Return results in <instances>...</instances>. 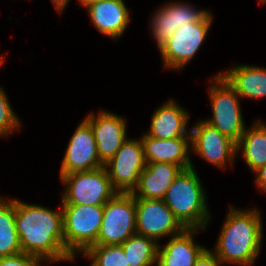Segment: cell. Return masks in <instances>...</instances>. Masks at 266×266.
I'll list each match as a JSON object with an SVG mask.
<instances>
[{
  "instance_id": "6da1fadb",
  "label": "cell",
  "mask_w": 266,
  "mask_h": 266,
  "mask_svg": "<svg viewBox=\"0 0 266 266\" xmlns=\"http://www.w3.org/2000/svg\"><path fill=\"white\" fill-rule=\"evenodd\" d=\"M15 224L23 253L42 260H74L64 246L63 213L15 200Z\"/></svg>"
},
{
  "instance_id": "7a4b0ae2",
  "label": "cell",
  "mask_w": 266,
  "mask_h": 266,
  "mask_svg": "<svg viewBox=\"0 0 266 266\" xmlns=\"http://www.w3.org/2000/svg\"><path fill=\"white\" fill-rule=\"evenodd\" d=\"M218 238L215 255L223 263L250 266L257 258L262 241V222L259 211H238L230 208Z\"/></svg>"
},
{
  "instance_id": "3957f363",
  "label": "cell",
  "mask_w": 266,
  "mask_h": 266,
  "mask_svg": "<svg viewBox=\"0 0 266 266\" xmlns=\"http://www.w3.org/2000/svg\"><path fill=\"white\" fill-rule=\"evenodd\" d=\"M205 196L192 166L182 170L162 200L186 229H204L210 219Z\"/></svg>"
},
{
  "instance_id": "277c9868",
  "label": "cell",
  "mask_w": 266,
  "mask_h": 266,
  "mask_svg": "<svg viewBox=\"0 0 266 266\" xmlns=\"http://www.w3.org/2000/svg\"><path fill=\"white\" fill-rule=\"evenodd\" d=\"M64 246L74 257L93 246L101 228L104 205L62 204Z\"/></svg>"
},
{
  "instance_id": "5b68a950",
  "label": "cell",
  "mask_w": 266,
  "mask_h": 266,
  "mask_svg": "<svg viewBox=\"0 0 266 266\" xmlns=\"http://www.w3.org/2000/svg\"><path fill=\"white\" fill-rule=\"evenodd\" d=\"M67 186L62 204L105 205L118 192L113 188L104 166L83 172L60 175Z\"/></svg>"
},
{
  "instance_id": "8992f818",
  "label": "cell",
  "mask_w": 266,
  "mask_h": 266,
  "mask_svg": "<svg viewBox=\"0 0 266 266\" xmlns=\"http://www.w3.org/2000/svg\"><path fill=\"white\" fill-rule=\"evenodd\" d=\"M135 233V197L131 193H117L104 205L103 220L94 245H120Z\"/></svg>"
},
{
  "instance_id": "52a82bcc",
  "label": "cell",
  "mask_w": 266,
  "mask_h": 266,
  "mask_svg": "<svg viewBox=\"0 0 266 266\" xmlns=\"http://www.w3.org/2000/svg\"><path fill=\"white\" fill-rule=\"evenodd\" d=\"M213 80L216 86L209 89L213 117L205 122L237 143L245 131L238 102L240 96L220 74Z\"/></svg>"
},
{
  "instance_id": "ba28073f",
  "label": "cell",
  "mask_w": 266,
  "mask_h": 266,
  "mask_svg": "<svg viewBox=\"0 0 266 266\" xmlns=\"http://www.w3.org/2000/svg\"><path fill=\"white\" fill-rule=\"evenodd\" d=\"M146 164L141 140L127 139L104 168L118 193H132Z\"/></svg>"
},
{
  "instance_id": "9c48e42d",
  "label": "cell",
  "mask_w": 266,
  "mask_h": 266,
  "mask_svg": "<svg viewBox=\"0 0 266 266\" xmlns=\"http://www.w3.org/2000/svg\"><path fill=\"white\" fill-rule=\"evenodd\" d=\"M211 22L212 16L209 13L200 22L178 27V30L159 47L163 55L164 66L171 69H182L201 47Z\"/></svg>"
},
{
  "instance_id": "30bf717a",
  "label": "cell",
  "mask_w": 266,
  "mask_h": 266,
  "mask_svg": "<svg viewBox=\"0 0 266 266\" xmlns=\"http://www.w3.org/2000/svg\"><path fill=\"white\" fill-rule=\"evenodd\" d=\"M136 233L157 239L182 233L186 228L179 222L162 199H135Z\"/></svg>"
},
{
  "instance_id": "8fae6325",
  "label": "cell",
  "mask_w": 266,
  "mask_h": 266,
  "mask_svg": "<svg viewBox=\"0 0 266 266\" xmlns=\"http://www.w3.org/2000/svg\"><path fill=\"white\" fill-rule=\"evenodd\" d=\"M190 143L193 150L214 165L226 167V162L232 164L237 153V143L216 128L203 121L192 127Z\"/></svg>"
},
{
  "instance_id": "7c38bea8",
  "label": "cell",
  "mask_w": 266,
  "mask_h": 266,
  "mask_svg": "<svg viewBox=\"0 0 266 266\" xmlns=\"http://www.w3.org/2000/svg\"><path fill=\"white\" fill-rule=\"evenodd\" d=\"M67 147L60 175L90 171L104 166L99 159L91 125L86 119L78 126Z\"/></svg>"
},
{
  "instance_id": "4fadbf2b",
  "label": "cell",
  "mask_w": 266,
  "mask_h": 266,
  "mask_svg": "<svg viewBox=\"0 0 266 266\" xmlns=\"http://www.w3.org/2000/svg\"><path fill=\"white\" fill-rule=\"evenodd\" d=\"M91 125L100 162L105 165L121 148L126 139V122L113 113L101 110L99 115L85 118Z\"/></svg>"
},
{
  "instance_id": "5bb4252c",
  "label": "cell",
  "mask_w": 266,
  "mask_h": 266,
  "mask_svg": "<svg viewBox=\"0 0 266 266\" xmlns=\"http://www.w3.org/2000/svg\"><path fill=\"white\" fill-rule=\"evenodd\" d=\"M210 12L196 10L188 4L169 3L158 9L152 18V33L157 40L159 48L177 30L178 27L190 26L193 22L202 21Z\"/></svg>"
},
{
  "instance_id": "9a60e30c",
  "label": "cell",
  "mask_w": 266,
  "mask_h": 266,
  "mask_svg": "<svg viewBox=\"0 0 266 266\" xmlns=\"http://www.w3.org/2000/svg\"><path fill=\"white\" fill-rule=\"evenodd\" d=\"M182 170L181 166L172 163H147L131 194L135 199H163Z\"/></svg>"
},
{
  "instance_id": "2e32d148",
  "label": "cell",
  "mask_w": 266,
  "mask_h": 266,
  "mask_svg": "<svg viewBox=\"0 0 266 266\" xmlns=\"http://www.w3.org/2000/svg\"><path fill=\"white\" fill-rule=\"evenodd\" d=\"M141 142L146 163H172L183 169L191 168L193 165L188 155L190 137L165 140L145 134Z\"/></svg>"
},
{
  "instance_id": "e0dca14e",
  "label": "cell",
  "mask_w": 266,
  "mask_h": 266,
  "mask_svg": "<svg viewBox=\"0 0 266 266\" xmlns=\"http://www.w3.org/2000/svg\"><path fill=\"white\" fill-rule=\"evenodd\" d=\"M95 27L103 35L118 38L130 21L123 0H102L86 6Z\"/></svg>"
},
{
  "instance_id": "ac0fdd59",
  "label": "cell",
  "mask_w": 266,
  "mask_h": 266,
  "mask_svg": "<svg viewBox=\"0 0 266 266\" xmlns=\"http://www.w3.org/2000/svg\"><path fill=\"white\" fill-rule=\"evenodd\" d=\"M197 230L185 229L172 236L163 249L158 245L157 266H194L198 257L206 250L193 242V235Z\"/></svg>"
},
{
  "instance_id": "d6986e66",
  "label": "cell",
  "mask_w": 266,
  "mask_h": 266,
  "mask_svg": "<svg viewBox=\"0 0 266 266\" xmlns=\"http://www.w3.org/2000/svg\"><path fill=\"white\" fill-rule=\"evenodd\" d=\"M188 119V113L170 99L154 112L151 118L150 132L146 135L165 140L190 137L186 131Z\"/></svg>"
},
{
  "instance_id": "ffe728a7",
  "label": "cell",
  "mask_w": 266,
  "mask_h": 266,
  "mask_svg": "<svg viewBox=\"0 0 266 266\" xmlns=\"http://www.w3.org/2000/svg\"><path fill=\"white\" fill-rule=\"evenodd\" d=\"M220 75L240 97L256 99L266 96V69L239 65Z\"/></svg>"
},
{
  "instance_id": "44dd1931",
  "label": "cell",
  "mask_w": 266,
  "mask_h": 266,
  "mask_svg": "<svg viewBox=\"0 0 266 266\" xmlns=\"http://www.w3.org/2000/svg\"><path fill=\"white\" fill-rule=\"evenodd\" d=\"M243 147V157L249 168L255 172L266 164V125L260 122L245 130L237 142V152ZM239 150V151H238Z\"/></svg>"
},
{
  "instance_id": "7402d4cb",
  "label": "cell",
  "mask_w": 266,
  "mask_h": 266,
  "mask_svg": "<svg viewBox=\"0 0 266 266\" xmlns=\"http://www.w3.org/2000/svg\"><path fill=\"white\" fill-rule=\"evenodd\" d=\"M15 224V199H0V258L21 253Z\"/></svg>"
},
{
  "instance_id": "603a6c76",
  "label": "cell",
  "mask_w": 266,
  "mask_h": 266,
  "mask_svg": "<svg viewBox=\"0 0 266 266\" xmlns=\"http://www.w3.org/2000/svg\"><path fill=\"white\" fill-rule=\"evenodd\" d=\"M129 266H152L157 263V242L150 237L133 234L121 244Z\"/></svg>"
},
{
  "instance_id": "cb8c5ba5",
  "label": "cell",
  "mask_w": 266,
  "mask_h": 266,
  "mask_svg": "<svg viewBox=\"0 0 266 266\" xmlns=\"http://www.w3.org/2000/svg\"><path fill=\"white\" fill-rule=\"evenodd\" d=\"M84 253L92 260L91 266H129L121 244L93 245Z\"/></svg>"
},
{
  "instance_id": "d4e9b609",
  "label": "cell",
  "mask_w": 266,
  "mask_h": 266,
  "mask_svg": "<svg viewBox=\"0 0 266 266\" xmlns=\"http://www.w3.org/2000/svg\"><path fill=\"white\" fill-rule=\"evenodd\" d=\"M20 128V122L12 110L4 90L0 87V136Z\"/></svg>"
},
{
  "instance_id": "484cf974",
  "label": "cell",
  "mask_w": 266,
  "mask_h": 266,
  "mask_svg": "<svg viewBox=\"0 0 266 266\" xmlns=\"http://www.w3.org/2000/svg\"><path fill=\"white\" fill-rule=\"evenodd\" d=\"M43 260L37 256L18 253L12 256L1 257L0 266H39Z\"/></svg>"
},
{
  "instance_id": "4316f807",
  "label": "cell",
  "mask_w": 266,
  "mask_h": 266,
  "mask_svg": "<svg viewBox=\"0 0 266 266\" xmlns=\"http://www.w3.org/2000/svg\"><path fill=\"white\" fill-rule=\"evenodd\" d=\"M224 264L214 253L206 249L196 260L194 266H220Z\"/></svg>"
},
{
  "instance_id": "83f0119b",
  "label": "cell",
  "mask_w": 266,
  "mask_h": 266,
  "mask_svg": "<svg viewBox=\"0 0 266 266\" xmlns=\"http://www.w3.org/2000/svg\"><path fill=\"white\" fill-rule=\"evenodd\" d=\"M256 184L259 188L266 191V164L255 171Z\"/></svg>"
},
{
  "instance_id": "f1b7e54d",
  "label": "cell",
  "mask_w": 266,
  "mask_h": 266,
  "mask_svg": "<svg viewBox=\"0 0 266 266\" xmlns=\"http://www.w3.org/2000/svg\"><path fill=\"white\" fill-rule=\"evenodd\" d=\"M69 0H52L55 8L61 13L63 9L66 7Z\"/></svg>"
},
{
  "instance_id": "f546056e",
  "label": "cell",
  "mask_w": 266,
  "mask_h": 266,
  "mask_svg": "<svg viewBox=\"0 0 266 266\" xmlns=\"http://www.w3.org/2000/svg\"><path fill=\"white\" fill-rule=\"evenodd\" d=\"M98 1H102V0H80L81 4H82L83 6H85V8H86V6H88L89 4L94 3V2H98Z\"/></svg>"
},
{
  "instance_id": "4dcf8cb0",
  "label": "cell",
  "mask_w": 266,
  "mask_h": 266,
  "mask_svg": "<svg viewBox=\"0 0 266 266\" xmlns=\"http://www.w3.org/2000/svg\"><path fill=\"white\" fill-rule=\"evenodd\" d=\"M3 61H4V60H2V59L0 58V66H1V64L3 63Z\"/></svg>"
}]
</instances>
